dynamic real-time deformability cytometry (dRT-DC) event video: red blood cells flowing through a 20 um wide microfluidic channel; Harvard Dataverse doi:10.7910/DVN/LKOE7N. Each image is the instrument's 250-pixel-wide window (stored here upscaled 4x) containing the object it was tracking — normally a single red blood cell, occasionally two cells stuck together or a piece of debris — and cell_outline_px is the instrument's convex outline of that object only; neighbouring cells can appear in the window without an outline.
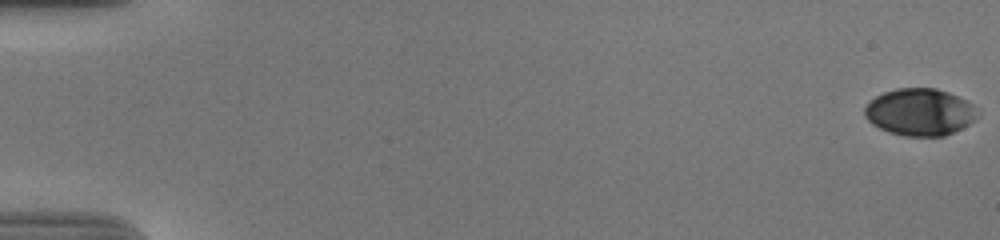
{"species": "human", "species_latin": "Homo sapiens", "temperature_condition": "cold", "stored_images_in_passage": 57, "camera_frame_rate_fps": 3000, "um_per_image_px": 0.085, "donor": {"sex": "male"}, "frame": {"image": 1, "passage_image": 1, "time_ms": 0.0, "image_size_px": [1000, 240], "cell_outline_px": [[976, 116], [968, 124], [944, 136], [904, 136], [888, 132], [872, 124], [864, 116], [864, 108], [868, 100], [884, 92], [896, 88], [936, 88], [948, 92], [972, 104]], "centroid_in_image_um": [78.1, 9.52], "position_along_channel_um": 6.9, "area_um2": 30.69}}
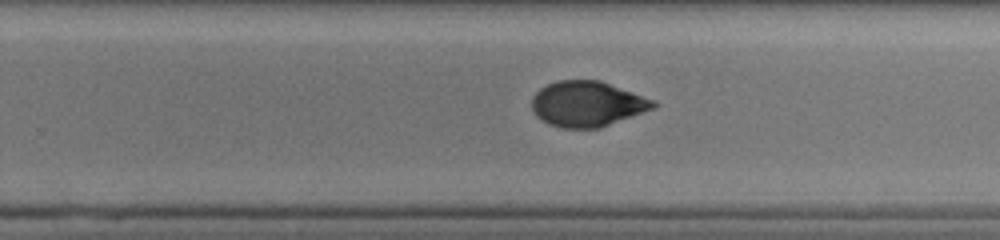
{"frame": {"image": 2, "passage_image": 38, "time_ms": 12.333, "image_size_px": [1000, 240], "cell_outline_px": [[656, 104], [652, 108], [600, 128], [564, 128], [548, 124], [536, 116], [532, 108], [532, 96], [540, 88], [556, 80], [600, 80], [656, 100]], "centroid_in_image_um": [49.88, 8.82], "position_along_channel_um": 279.9, "area_um2": 32.02}}
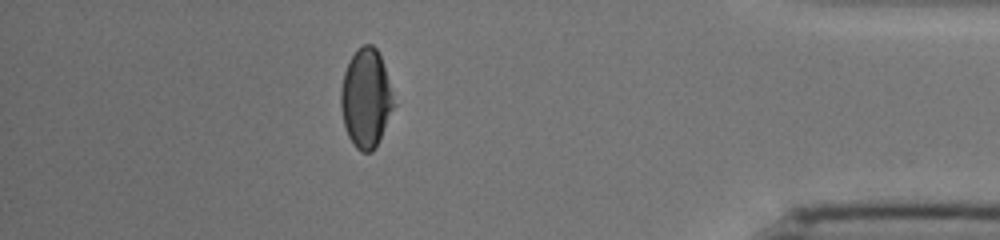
{"frame": {"image": 3, "passage_image": 51, "time_ms": 16.667, "image_size_px": [1000, 240], "cell_outline_px": [[396, 104], [372, 152], [360, 152], [356, 148], [348, 136], [344, 124], [340, 104], [340, 92], [344, 72], [352, 56], [364, 44], [372, 44], [376, 48], [380, 56]], "centroid_in_image_um": [31.1, 8.37], "position_along_channel_um": 404.1, "area_um2": 29.94}, "authors_computed_cell_mechanics": {"area_um2": 32.079, "velocity_mm_per_s": 3.6983, "shape_relaxation_time_tau1_ms": 7.1043, "shape_relaxation_time_tau2_ms": 2.6377, "deformation_change_tau1": 0.2066, "deformation_change_tau2": 0.0556}}